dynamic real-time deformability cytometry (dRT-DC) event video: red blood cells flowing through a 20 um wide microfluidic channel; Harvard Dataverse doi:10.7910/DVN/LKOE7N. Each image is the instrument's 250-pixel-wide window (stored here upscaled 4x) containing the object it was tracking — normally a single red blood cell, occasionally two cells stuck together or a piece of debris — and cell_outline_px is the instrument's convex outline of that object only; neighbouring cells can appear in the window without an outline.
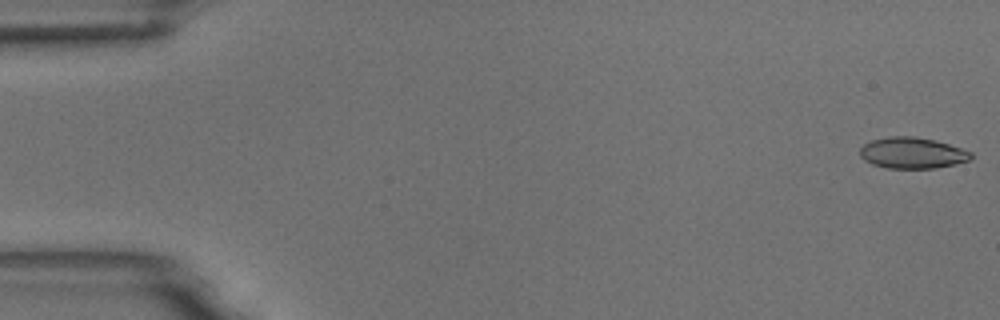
{"species": "common noctule bat (a hibernating species)", "species_latin": "Nyctalus noctula", "temperature_condition": "room temperature", "stored_images_in_passage": 17, "camera_frame_rate_fps": 3000, "um_per_image_px": 0.085, "animal": {"sex": "male", "body_mass_g": 18.8}, "frame": {"image": 1, "passage_image": 1, "time_ms": 0.0, "image_size_px": [1000, 320], "cell_outline_px": [[972, 156], [968, 160], [956, 164], [936, 168], [888, 168], [872, 164], [864, 160], [860, 156], [860, 148], [864, 144], [872, 140], [888, 136], [916, 136], [936, 140], [972, 152]], "centroid_in_image_um": [77.53, 12.99], "position_along_channel_um": 7.5, "area_um2": 20.17}}
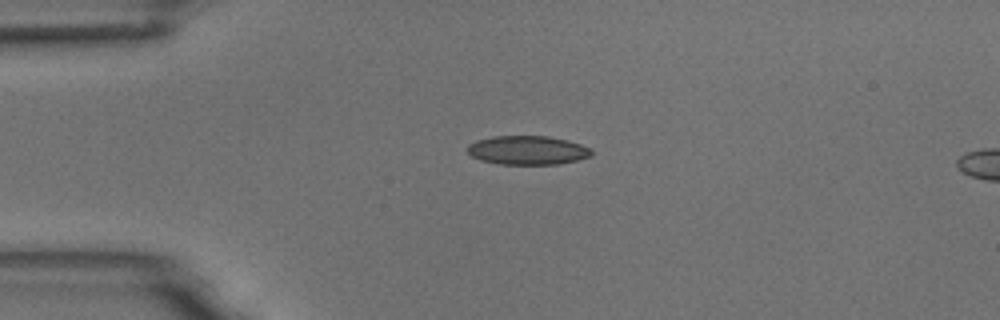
{"frame": {"image": 2, "passage_image": 13, "time_ms": 4.0, "image_size_px": [1000, 320], "cell_outline_px": [[592, 156], [576, 160], [556, 164], [500, 164], [480, 160], [472, 156], [464, 148], [468, 144], [476, 140], [492, 136], [548, 136], [568, 140], [592, 148]], "centroid_in_image_um": [44.82, 12.76], "position_along_channel_um": 40.2, "area_um2": 21.04}}